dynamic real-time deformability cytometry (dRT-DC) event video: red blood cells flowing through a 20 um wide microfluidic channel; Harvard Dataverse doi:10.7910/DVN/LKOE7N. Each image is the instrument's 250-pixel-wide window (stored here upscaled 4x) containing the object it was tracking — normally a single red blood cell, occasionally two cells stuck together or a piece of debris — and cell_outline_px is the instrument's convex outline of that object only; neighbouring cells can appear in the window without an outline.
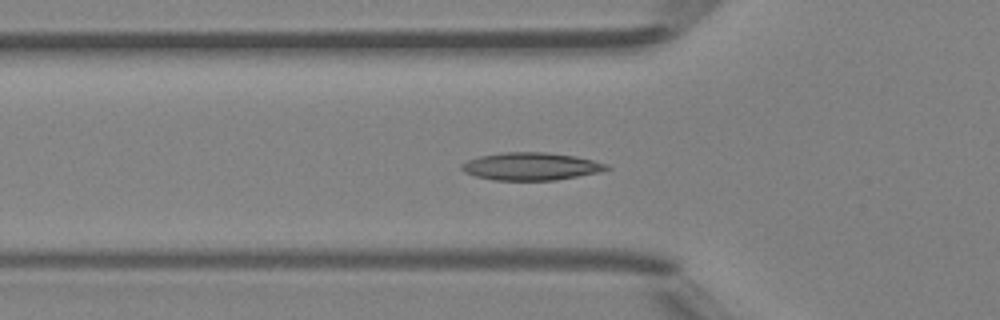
{"species": "Egyptian fruit bat (a non-hibernating species)", "species_latin": "Rousettus aegyptiacus", "temperature_condition": "room temperature", "stored_images_in_passage": 49, "camera_frame_rate_fps": 3000, "um_per_image_px": 0.085, "animal": {"sex": "female"}, "frame": {"image": 1, "passage_image": 17, "time_ms": 5.333, "image_size_px": [1000, 320], "cell_outline_px": [[612, 168], [600, 172], [556, 180], [492, 180], [476, 176], [464, 172], [460, 168], [460, 164], [468, 160], [480, 156], [504, 152], [548, 152], [576, 156], [608, 164]], "centroid_in_image_um": [45.14, 14.14], "position_along_channel_um": 80.7, "area_um2": 23.47}}
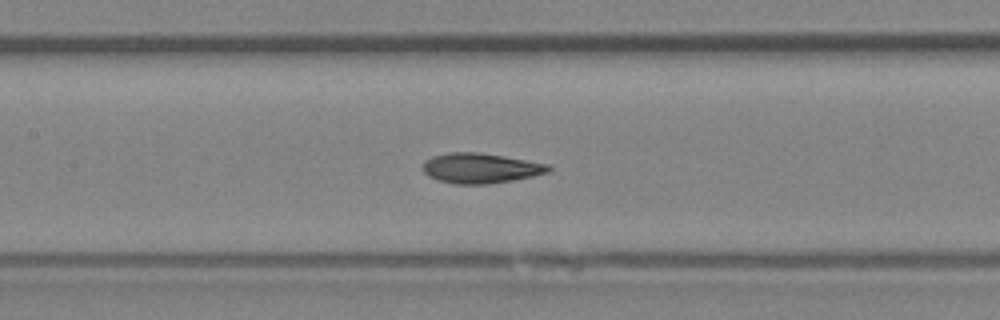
{"frame": {"image": 2, "passage_image": 23, "time_ms": 7.333, "image_size_px": [1000, 320], "cell_outline_px": [[552, 168], [548, 172], [532, 176], [512, 180], [488, 184], [452, 184], [428, 176], [424, 172], [424, 160], [432, 156], [452, 152], [480, 152], [504, 156], [548, 164]], "centroid_in_image_um": [40.83, 14.29], "position_along_channel_um": 166.6, "area_um2": 21.91}}
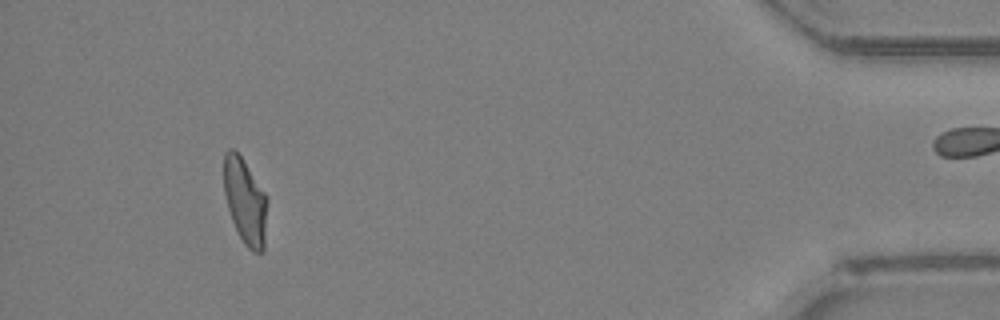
{"frame": {"image": 3, "passage_image": 45, "time_ms": 14.667, "image_size_px": [1000, 320], "cell_outline_px": [[268, 200], [264, 252], [252, 252], [244, 244], [232, 220], [224, 196], [224, 152], [228, 148], [232, 148], [240, 156], [264, 192]], "centroid_in_image_um": [20.84, 17.14], "position_along_channel_um": 414.4, "area_um2": 21.62}, "authors_computed_cell_mechanics": {"area_um2": 21.9062, "velocity_mm_per_s": 4.3031, "shape_relaxation_time_tau1_ms": 5.025, "shape_relaxation_time_tau2_ms": 1.4901, "deformation_change_tau1": 0.1716, "deformation_change_tau2": 0.0752}}